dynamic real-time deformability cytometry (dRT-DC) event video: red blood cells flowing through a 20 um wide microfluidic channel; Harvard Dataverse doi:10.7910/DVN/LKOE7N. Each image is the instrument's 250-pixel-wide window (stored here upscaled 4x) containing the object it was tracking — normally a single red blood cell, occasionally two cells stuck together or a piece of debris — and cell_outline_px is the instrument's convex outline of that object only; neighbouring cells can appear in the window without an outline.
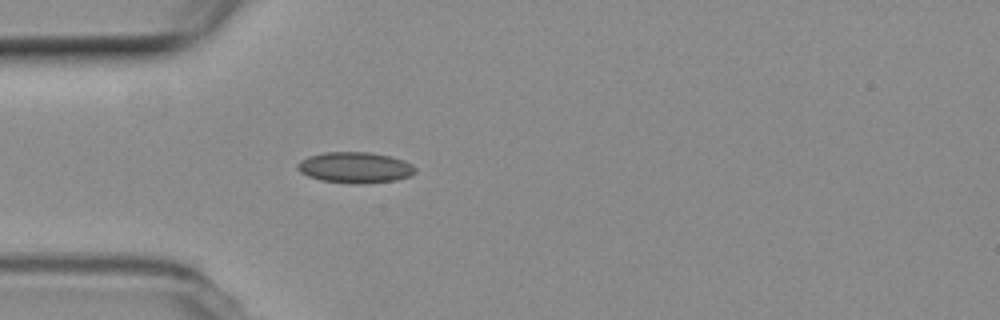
{"species": "common noctule bat (a hibernating species)", "species_latin": "Nyctalus noctula", "temperature_condition": "room temperature", "stored_images_in_passage": 5, "camera_frame_rate_fps": 3000, "um_per_image_px": 0.085, "animal": {"sex": "female", "body_mass_g": 19.3, "forearm_length_mm": 54.1}, "frame": {"image": 1, "passage_image": 5, "time_ms": 1.333, "image_size_px": [1000, 320], "cell_outline_px": [[416, 172], [408, 176], [396, 180], [360, 184], [356, 184], [320, 180], [308, 176], [300, 172], [296, 168], [296, 164], [300, 160], [308, 156], [324, 152], [368, 152], [388, 156], [404, 160], [412, 164], [416, 168]], "centroid_in_image_um": [30.15, 14.24], "position_along_channel_um": 54.8, "area_um2": 21.27}}